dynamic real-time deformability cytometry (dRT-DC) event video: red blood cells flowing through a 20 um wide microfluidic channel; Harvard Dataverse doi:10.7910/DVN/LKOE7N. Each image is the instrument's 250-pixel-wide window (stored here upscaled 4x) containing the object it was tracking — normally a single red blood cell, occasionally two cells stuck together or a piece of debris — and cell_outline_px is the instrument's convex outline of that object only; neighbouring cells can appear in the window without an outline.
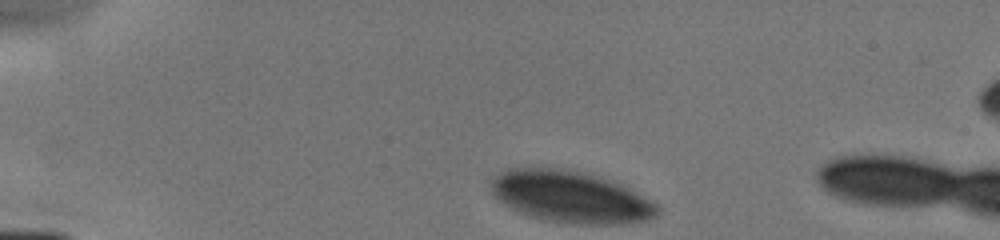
{"species": "human", "species_latin": "Homo sapiens", "temperature_condition": "cold", "stored_images_in_passage": 3, "camera_frame_rate_fps": 3000, "um_per_image_px": 0.085, "donor": {"sex": "male"}, "frame": {"image": 1, "passage_image": 1, "time_ms": 0.0, "image_size_px": [1000, 240], "cell_outline_px": [[660, 212], [656, 216], [648, 220], [620, 224], [568, 224], [544, 220], [528, 216], [504, 204], [492, 192], [488, 180], [500, 172], [508, 168], [560, 168], [608, 180], [620, 184], [644, 196], [656, 204], [660, 208]], "centroid_in_image_um": [48.48, 16.76], "position_along_channel_um": 36.5, "area_um2": 49.94}}